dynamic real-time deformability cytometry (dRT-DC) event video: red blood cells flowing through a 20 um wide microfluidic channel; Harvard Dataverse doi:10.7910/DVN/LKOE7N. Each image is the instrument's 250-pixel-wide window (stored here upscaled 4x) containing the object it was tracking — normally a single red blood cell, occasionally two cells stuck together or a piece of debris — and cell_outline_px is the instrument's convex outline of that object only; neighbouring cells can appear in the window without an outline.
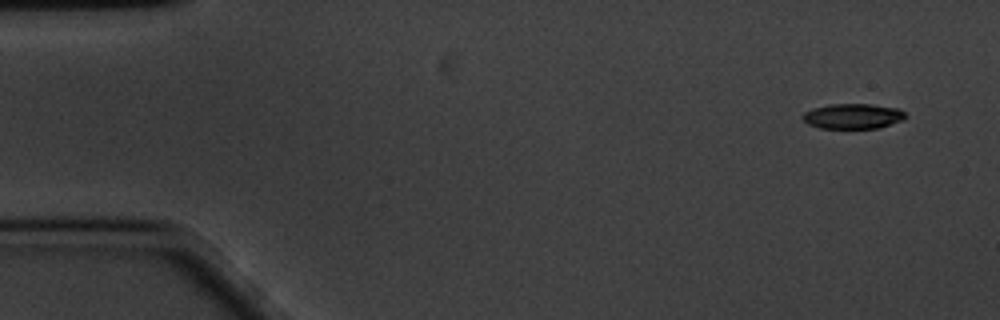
{"species": "common noctule bat (a hibernating species)", "species_latin": "Nyctalus noctula", "temperature_condition": "cold", "stored_images_in_passage": 56, "camera_frame_rate_fps": 3000, "um_per_image_px": 0.085, "animal": {"sex": "male", "body_mass_g": 20.1, "forearm_length_mm": 53.5}, "frame": {"image": 1, "passage_image": 1, "time_ms": 0.0, "image_size_px": [1000, 320], "cell_outline_px": [[908, 116], [904, 120], [880, 128], [820, 128], [808, 124], [800, 116], [804, 112], [812, 108], [828, 104], [872, 104], [900, 108]], "centroid_in_image_um": [72.52, 9.87], "position_along_channel_um": 12.5, "area_um2": 15.37}}
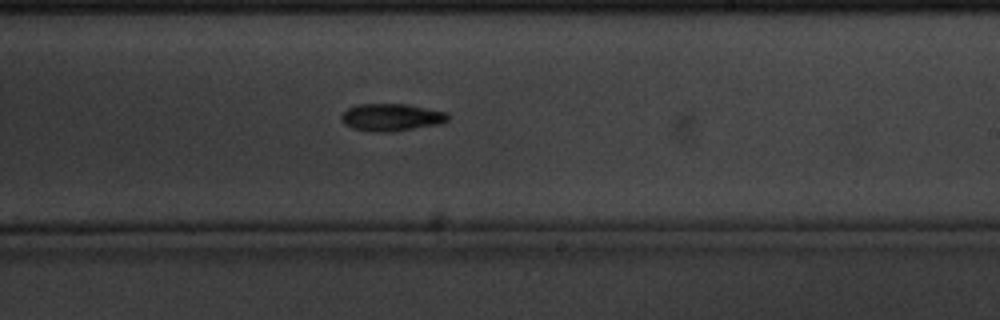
{"frame": {"image": 2, "passage_image": 32, "time_ms": 10.333, "image_size_px": [1000, 320], "cell_outline_px": [[448, 120], [440, 124], [392, 132], [372, 132], [352, 128], [344, 124], [340, 120], [340, 116], [348, 108], [356, 104], [404, 104], [448, 112]], "centroid_in_image_um": [33.24, 9.98], "position_along_channel_um": 255.8, "area_um2": 17.11}}
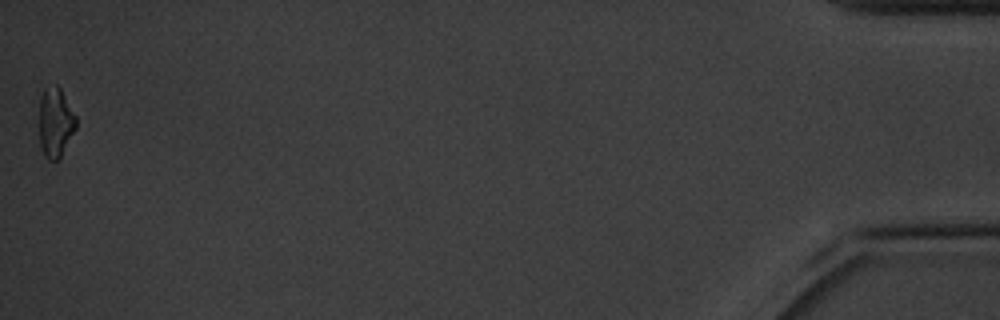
{"frame": {"image": 3, "passage_image": 56, "time_ms": 18.333, "image_size_px": [1000, 320], "cell_outline_px": [[76, 128], [60, 156], [56, 160], [48, 160], [44, 156], [40, 148], [40, 96], [44, 88], [56, 84], [60, 88], [76, 116]], "centroid_in_image_um": [4.7, 10.39], "position_along_channel_um": 430.5, "area_um2": 14.8}, "authors_computed_cell_mechanics": {"area_um2": 15.9528, "velocity_mm_per_s": 3.3964, "shape_relaxation_time_tau1_ms": 3.209, "shape_relaxation_time_tau2_ms": null, "deformation_change_tau1": 0.1528, "deformation_change_tau2": null}}